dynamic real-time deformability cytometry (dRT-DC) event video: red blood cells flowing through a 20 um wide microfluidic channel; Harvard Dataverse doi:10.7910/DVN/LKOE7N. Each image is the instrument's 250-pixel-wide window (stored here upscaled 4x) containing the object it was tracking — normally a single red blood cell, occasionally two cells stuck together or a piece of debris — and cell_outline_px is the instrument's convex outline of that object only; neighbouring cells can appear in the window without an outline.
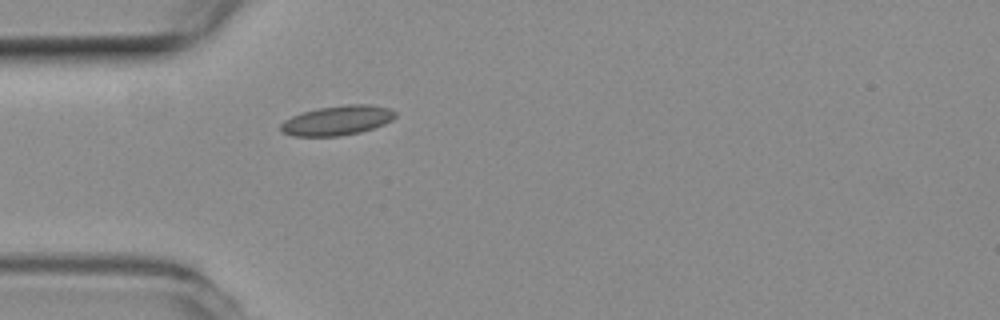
{"species": "common noctule bat (a hibernating species)", "species_latin": "Nyctalus noctula", "temperature_condition": "room temperature", "stored_images_in_passage": 5, "camera_frame_rate_fps": 3000, "um_per_image_px": 0.085, "animal": {"sex": "female", "body_mass_g": 19.3, "forearm_length_mm": 54.1}, "frame": {"image": 1, "passage_image": 5, "time_ms": 1.333, "image_size_px": [1000, 320], "cell_outline_px": [[396, 116], [392, 120], [384, 124], [360, 132], [340, 136], [292, 136], [284, 132], [280, 128], [280, 124], [284, 120], [292, 116], [304, 112], [320, 108], [344, 104], [368, 104], [392, 108], [396, 112]], "centroid_in_image_um": [28.7, 10.23], "position_along_channel_um": 56.3, "area_um2": 19.77}}